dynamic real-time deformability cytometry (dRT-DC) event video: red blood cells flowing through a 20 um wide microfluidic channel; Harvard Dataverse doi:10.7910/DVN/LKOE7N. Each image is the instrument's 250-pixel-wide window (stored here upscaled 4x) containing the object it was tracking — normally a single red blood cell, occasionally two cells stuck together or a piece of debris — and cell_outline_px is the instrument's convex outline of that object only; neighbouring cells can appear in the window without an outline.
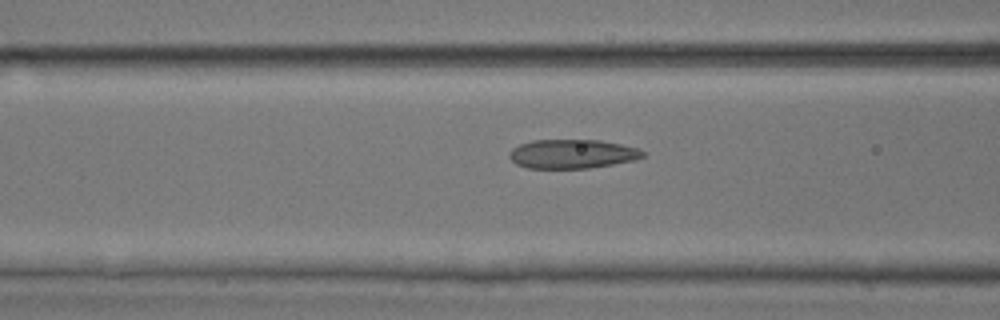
{"species": "common noctule bat (a hibernating species)", "species_latin": "Nyctalus noctula", "temperature_condition": "room temperature", "stored_images_in_passage": 33, "camera_frame_rate_fps": 3000, "um_per_image_px": 0.085, "animal": {"sex": "male", "body_mass_g": 17.9, "forearm_length_mm": 54.2}, "frame": {"image": 1, "passage_image": 12, "time_ms": 3.667, "image_size_px": [1000, 320], "cell_outline_px": [[648, 152], [644, 156], [636, 160], [592, 168], [528, 168], [516, 164], [508, 156], [508, 152], [512, 148], [520, 144], [532, 140], [600, 140], [640, 148]], "centroid_in_image_um": [48.68, 13.08], "position_along_channel_um": 117.9, "area_um2": 22.89}}
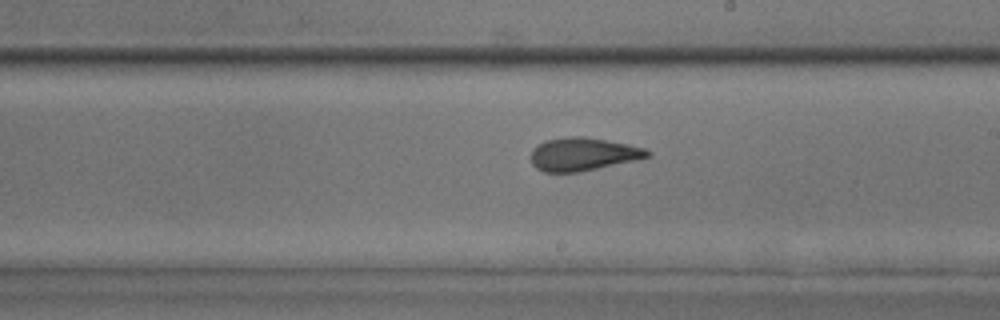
{"frame": {"image": 2, "passage_image": 21, "time_ms": 6.667, "image_size_px": [1000, 320], "cell_outline_px": [[652, 156], [636, 160], [580, 172], [544, 172], [536, 168], [532, 164], [532, 148], [544, 140], [568, 136], [584, 136], [628, 144], [644, 148], [652, 152]], "centroid_in_image_um": [49.56, 13.1], "position_along_channel_um": 239.4, "area_um2": 22.6}}
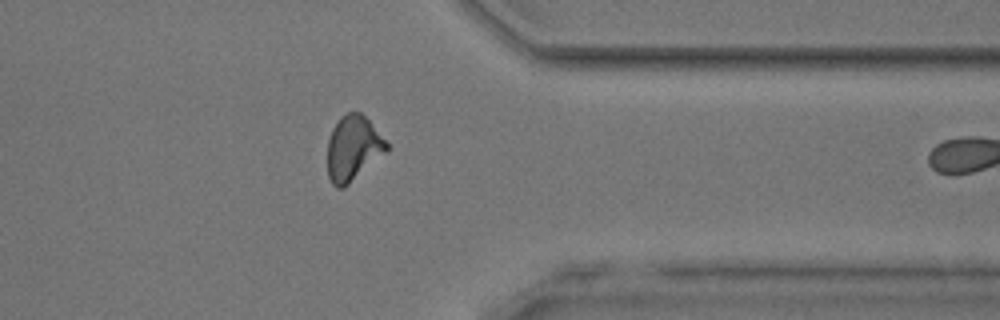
{"frame": {"image": 3, "passage_image": 32, "time_ms": 10.333, "image_size_px": [1000, 320], "cell_outline_px": [[388, 152], [344, 188], [336, 188], [332, 184], [328, 176], [328, 140], [332, 128], [340, 116], [348, 112], [360, 112], [368, 120], [388, 144]], "centroid_in_image_um": [30.01, 12.62], "position_along_channel_um": 381.4, "area_um2": 22.48}}